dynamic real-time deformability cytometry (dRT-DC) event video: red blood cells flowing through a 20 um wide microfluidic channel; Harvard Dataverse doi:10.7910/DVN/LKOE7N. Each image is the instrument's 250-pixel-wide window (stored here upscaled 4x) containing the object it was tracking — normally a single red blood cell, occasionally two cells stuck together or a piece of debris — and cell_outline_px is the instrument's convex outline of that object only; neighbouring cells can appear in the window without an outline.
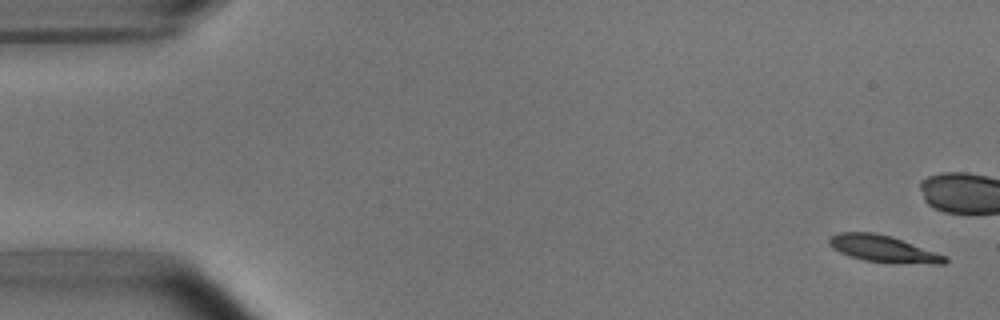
{"species": "common noctule bat (a hibernating species)", "species_latin": "Nyctalus noctula", "temperature_condition": "room temperature", "stored_images_in_passage": 5, "camera_frame_rate_fps": 3000, "um_per_image_px": 0.085, "animal": {"sex": "male", "body_mass_g": 15.6}, "frame": {"image": 1, "passage_image": 1, "time_ms": 0.0, "image_size_px": [1000, 320], "cell_outline_px": [[948, 260], [944, 264], [932, 264], [864, 260], [848, 256], [832, 248], [828, 244], [828, 240], [832, 236], [840, 232], [872, 232], [892, 236], [948, 256]], "centroid_in_image_um": [75.08, 21.13], "position_along_channel_um": 9.9, "area_um2": 17.86}}